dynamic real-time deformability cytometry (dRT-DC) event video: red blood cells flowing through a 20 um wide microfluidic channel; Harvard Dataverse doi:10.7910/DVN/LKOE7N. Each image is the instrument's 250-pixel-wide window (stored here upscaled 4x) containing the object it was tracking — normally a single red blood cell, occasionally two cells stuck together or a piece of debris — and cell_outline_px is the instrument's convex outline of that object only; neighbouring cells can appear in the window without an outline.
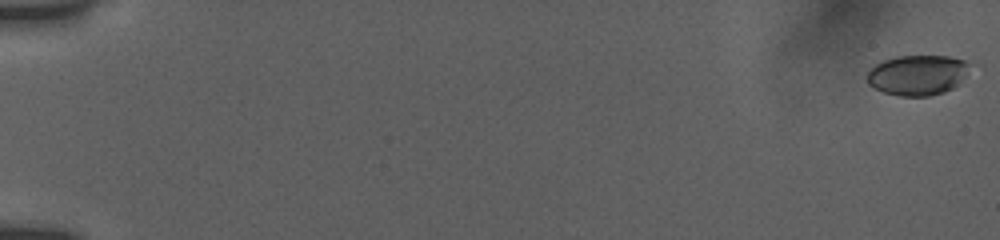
{"species": "human", "species_latin": "Homo sapiens", "temperature_condition": "room temperature", "stored_images_in_passage": 56, "camera_frame_rate_fps": 3000, "um_per_image_px": 0.085, "donor": {"sex": "female"}, "frame": {"image": 1, "passage_image": 1, "time_ms": 0.0, "image_size_px": [1000, 240], "cell_outline_px": [[968, 64], [964, 76], [960, 84], [944, 92], [928, 96], [900, 96], [884, 92], [872, 88], [868, 84], [868, 72], [876, 64], [884, 60], [896, 56], [948, 56], [964, 60]], "centroid_in_image_um": [77.96, 6.39], "position_along_channel_um": 7.0, "area_um2": 23.87}}
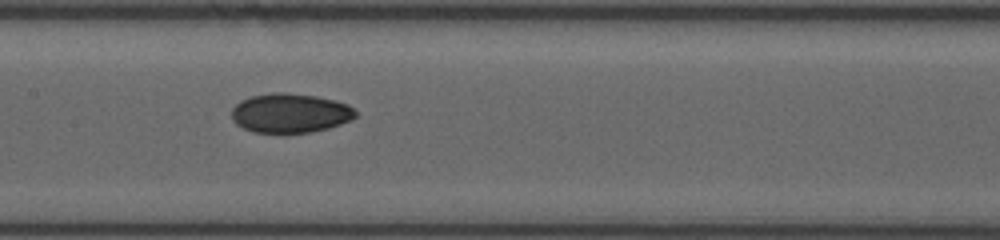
{"frame": {"image": 2, "passage_image": 30, "time_ms": 9.667, "image_size_px": [1000, 240], "cell_outline_px": [[356, 116], [340, 124], [328, 128], [308, 132], [284, 136], [252, 132], [236, 124], [232, 120], [232, 108], [240, 100], [252, 96], [272, 92], [284, 92], [316, 96], [336, 100], [348, 104], [356, 112]], "centroid_in_image_um": [24.62, 9.64], "position_along_channel_um": 182.8, "area_um2": 29.07}}
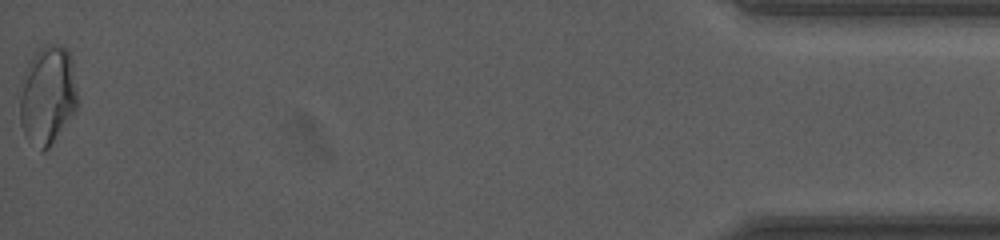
{"frame": {"image": 3, "passage_image": 56, "time_ms": 18.333, "image_size_px": [1000, 240], "cell_outline_px": [[76, 108], [48, 148], [44, 152], [40, 152], [24, 136], [20, 124], [20, 80], [28, 60], [44, 44], [56, 44], [64, 48], [68, 52], [72, 60], [76, 88]], "centroid_in_image_um": [3.98, 8.09], "position_along_channel_um": 431.2, "area_um2": 33.29}, "authors_computed_cell_mechanics": {"area_um2": 27.5995, "velocity_mm_per_s": 3.849, "shape_relaxation_time_tau1_ms": 8.4529, "shape_relaxation_time_tau2_ms": 3.7529, "deformation_change_tau1": 0.1447, "deformation_change_tau2": 0.0519}}